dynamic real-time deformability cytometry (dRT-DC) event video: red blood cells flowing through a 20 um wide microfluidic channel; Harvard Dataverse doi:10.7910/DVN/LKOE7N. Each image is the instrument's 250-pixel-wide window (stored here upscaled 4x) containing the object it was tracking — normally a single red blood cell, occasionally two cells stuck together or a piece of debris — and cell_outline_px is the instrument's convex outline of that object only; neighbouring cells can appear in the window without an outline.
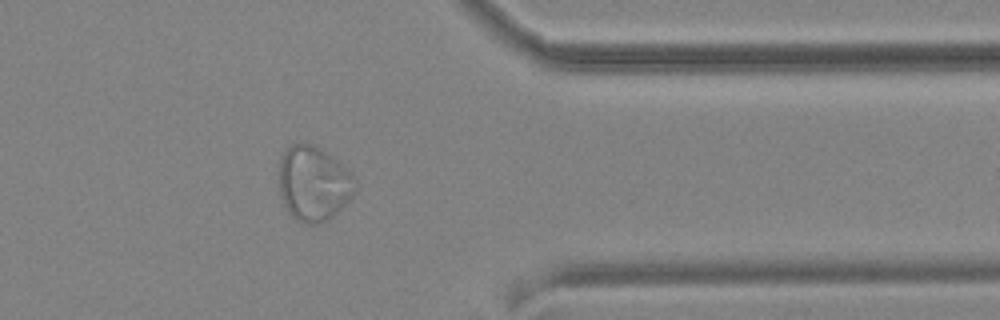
{"species": "common noctule bat (a hibernating species)", "species_latin": "Nyctalus noctula", "temperature_condition": "cold", "stored_images_in_passage": 16, "camera_frame_rate_fps": 3000, "um_per_image_px": 0.085, "animal": {"sex": "male", "body_mass_g": 19.2, "forearm_length_mm": 51.8}, "frame": {"image": 1, "passage_image": 16, "time_ms": 19.0, "image_size_px": [1000, 320], "cell_outline_px": [[352, 196], [328, 220], [320, 224], [304, 224], [296, 220], [288, 212], [280, 196], [280, 156], [292, 144], [316, 144], [348, 168], [352, 172]], "centroid_in_image_um": [26.62, 15.6], "position_along_channel_um": 384.8, "area_um2": 32.95}}